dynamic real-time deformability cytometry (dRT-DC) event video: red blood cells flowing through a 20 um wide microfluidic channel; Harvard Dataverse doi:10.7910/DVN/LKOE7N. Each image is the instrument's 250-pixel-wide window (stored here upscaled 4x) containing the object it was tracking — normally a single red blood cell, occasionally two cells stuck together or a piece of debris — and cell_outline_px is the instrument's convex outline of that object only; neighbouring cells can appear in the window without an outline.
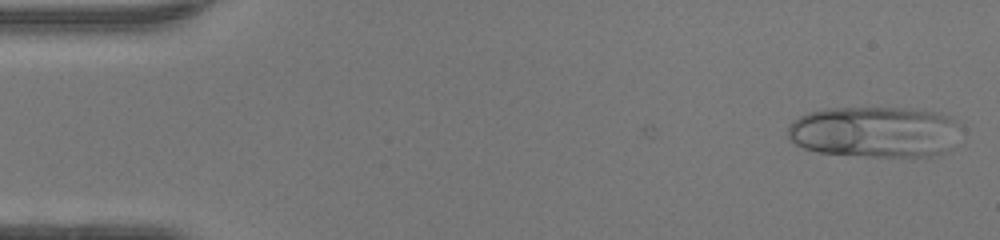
{"species": "human", "species_latin": "Homo sapiens", "temperature_condition": "warm", "stored_images_in_passage": 46, "camera_frame_rate_fps": 3000, "um_per_image_px": 0.085, "donor": {"sex": "female"}, "frame": {"image": 1, "passage_image": 1, "time_ms": 0.0, "image_size_px": [1000, 240], "cell_outline_px": [[960, 124], [952, 148], [944, 152], [932, 156], [868, 156], [816, 152], [804, 148], [788, 140], [788, 124], [800, 116], [808, 112], [824, 108], [924, 108], [940, 112], [952, 116]], "centroid_in_image_um": [74.38, 11.19], "position_along_channel_um": 10.6, "area_um2": 52.25}}
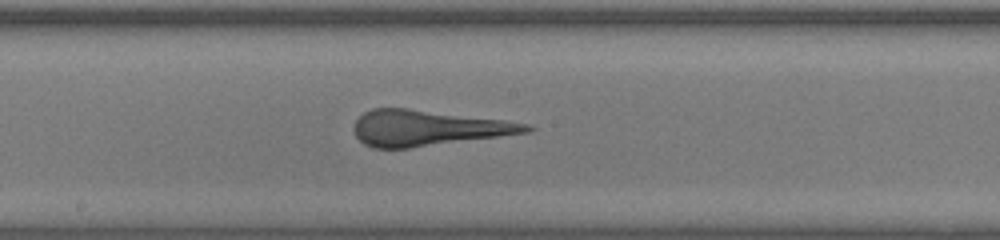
{"frame": {"image": 2, "passage_image": 24, "time_ms": 7.667, "image_size_px": [1000, 240], "cell_outline_px": [[536, 128], [532, 132], [408, 148], [372, 148], [364, 144], [356, 136], [352, 128], [356, 120], [364, 112], [372, 108], [408, 108], [504, 120], [528, 124]], "centroid_in_image_um": [36.35, 10.88], "position_along_channel_um": 211.9, "area_um2": 35.78}}
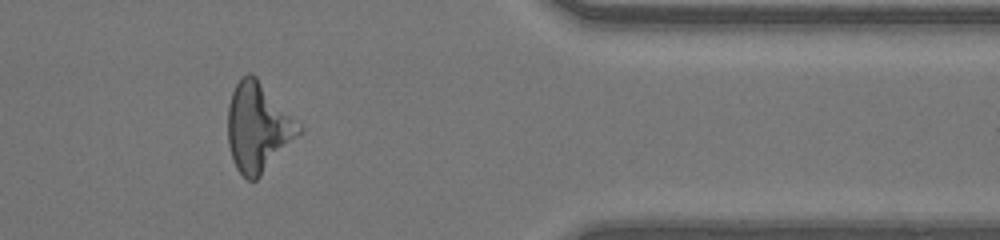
{"frame": {"image": 3, "passage_image": 38, "time_ms": 12.333, "image_size_px": [1000, 240], "cell_outline_px": [[304, 128], [260, 176], [256, 180], [248, 180], [236, 168], [228, 144], [228, 104], [232, 92], [240, 76], [248, 72], [252, 72], [256, 76]], "centroid_in_image_um": [21.9, 10.77], "position_along_channel_um": 389.5, "area_um2": 36.41}}